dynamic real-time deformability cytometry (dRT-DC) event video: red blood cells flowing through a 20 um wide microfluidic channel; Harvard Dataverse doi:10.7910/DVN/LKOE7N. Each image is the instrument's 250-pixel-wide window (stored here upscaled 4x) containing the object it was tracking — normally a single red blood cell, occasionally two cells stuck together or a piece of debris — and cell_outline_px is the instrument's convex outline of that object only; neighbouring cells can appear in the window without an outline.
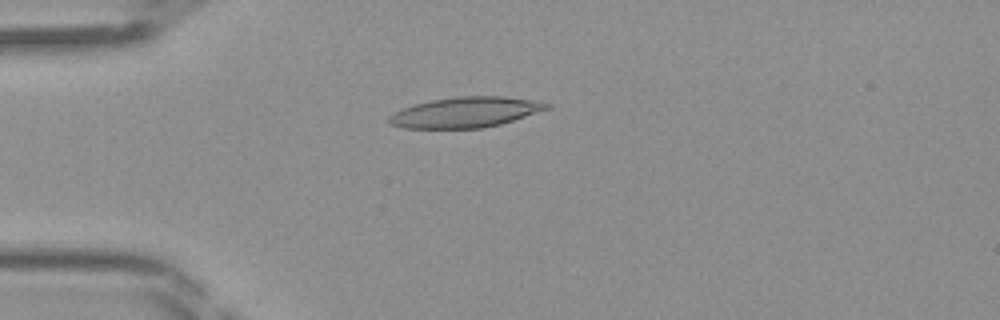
{"species": "Egyptian fruit bat (a non-hibernating species)", "species_latin": "Rousettus aegyptiacus", "temperature_condition": "room temperature", "stored_images_in_passage": 43, "camera_frame_rate_fps": 3000, "um_per_image_px": 0.085, "frame": {"image": 1, "passage_image": 11, "time_ms": 3.333, "image_size_px": [1000, 320], "cell_outline_px": [[552, 108], [500, 124], [484, 128], [404, 128], [388, 124], [384, 120], [388, 116], [404, 108], [416, 104], [432, 100], [456, 96], [504, 96], [540, 100], [552, 104]], "centroid_in_image_um": [39.61, 9.54], "position_along_channel_um": 45.4, "area_um2": 28.26}}
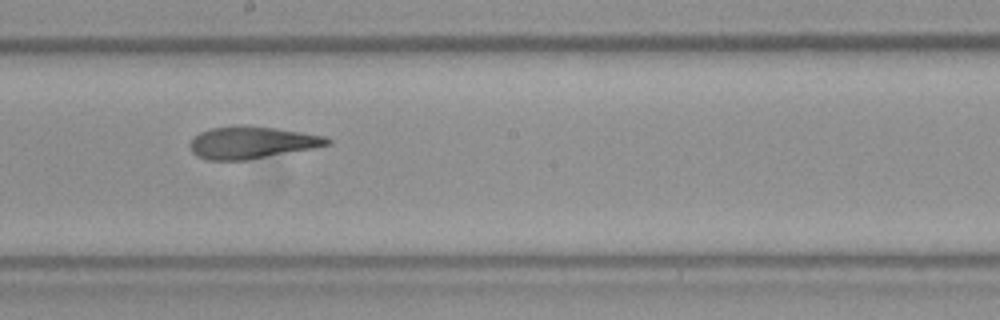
{"frame": {"image": 2, "passage_image": 24, "time_ms": 7.667, "image_size_px": [1000, 320], "cell_outline_px": [[332, 144], [312, 148], [248, 160], [208, 160], [196, 156], [192, 152], [188, 144], [200, 132], [212, 128], [240, 124], [276, 128], [324, 136], [332, 140]], "centroid_in_image_um": [21.38, 12.11], "position_along_channel_um": 226.8, "area_um2": 25.72}}
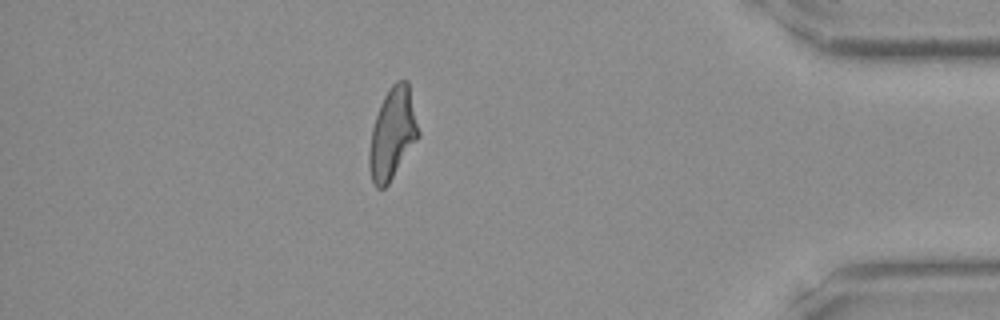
{"frame": {"image": 3, "passage_image": 38, "time_ms": 12.333, "image_size_px": [1000, 320], "cell_outline_px": [[420, 136], [388, 184], [384, 188], [376, 188], [372, 180], [368, 168], [368, 152], [372, 128], [380, 104], [384, 96], [392, 84], [396, 80], [408, 80], [420, 132]], "centroid_in_image_um": [33.36, 11.35], "position_along_channel_um": 401.8, "area_um2": 26.24}}